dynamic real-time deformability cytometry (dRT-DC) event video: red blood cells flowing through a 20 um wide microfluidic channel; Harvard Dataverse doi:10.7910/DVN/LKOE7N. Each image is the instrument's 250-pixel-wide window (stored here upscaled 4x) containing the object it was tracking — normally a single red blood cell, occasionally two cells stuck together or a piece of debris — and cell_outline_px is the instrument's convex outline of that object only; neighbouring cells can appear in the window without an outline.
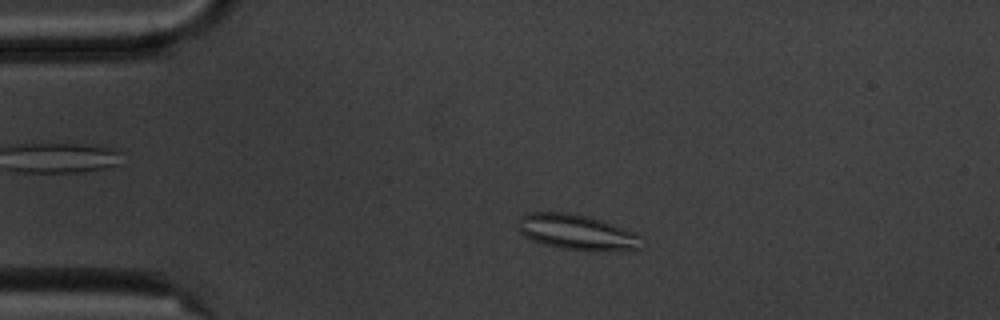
{"species": "common noctule bat (a hibernating species)", "species_latin": "Nyctalus noctula", "temperature_condition": "cold", "stored_images_in_passage": 5, "camera_frame_rate_fps": 3000, "um_per_image_px": 0.085, "animal": {"sex": "male", "body_mass_g": 20.1, "forearm_length_mm": 53.5}, "frame": {"image": 1, "passage_image": 3, "time_ms": 2.333, "image_size_px": [1000, 320], "cell_outline_px": [[648, 244], [640, 248], [600, 252], [560, 248], [544, 244], [532, 240], [524, 236], [520, 232], [516, 224], [516, 220], [520, 216], [528, 212], [568, 212], [588, 216], [636, 232]], "centroid_in_image_um": [49.05, 19.74], "position_along_channel_um": 35.9, "area_um2": 26.07}}
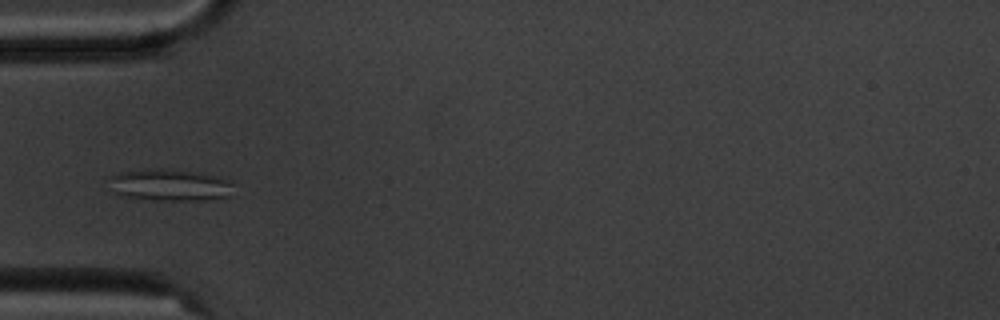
{"frame": {"image": 2, "passage_image": 4, "time_ms": 4.333, "image_size_px": [1000, 320], "cell_outline_px": [[232, 196], [208, 200], [152, 200], [124, 196], [112, 192], [108, 176], [120, 172], [144, 168], [160, 168], [192, 172], [212, 176], [224, 180], [232, 184]], "centroid_in_image_um": [14.35, 15.73], "position_along_channel_um": 70.7, "area_um2": 23.06}}
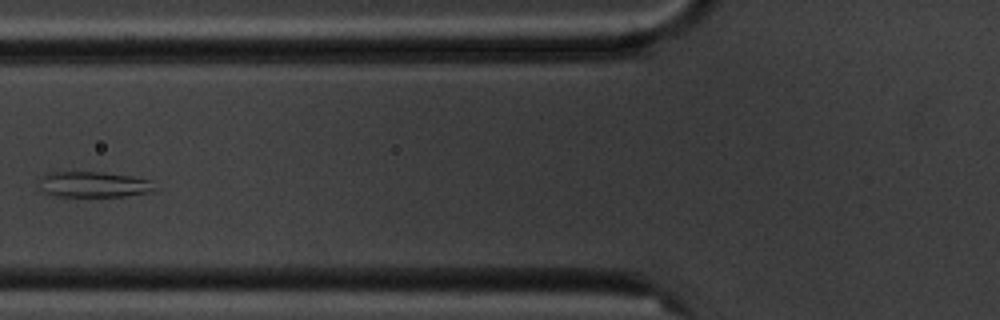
{"frame": {"image": 3, "passage_image": 5, "time_ms": 5.667, "image_size_px": [1000, 320], "cell_outline_px": [[156, 188], [152, 192], [124, 196], [52, 196], [44, 192], [36, 176], [48, 172], [100, 172], [132, 176], [152, 180]], "centroid_in_image_um": [7.93, 15.67], "position_along_channel_um": 117.9, "area_um2": 17.57}}